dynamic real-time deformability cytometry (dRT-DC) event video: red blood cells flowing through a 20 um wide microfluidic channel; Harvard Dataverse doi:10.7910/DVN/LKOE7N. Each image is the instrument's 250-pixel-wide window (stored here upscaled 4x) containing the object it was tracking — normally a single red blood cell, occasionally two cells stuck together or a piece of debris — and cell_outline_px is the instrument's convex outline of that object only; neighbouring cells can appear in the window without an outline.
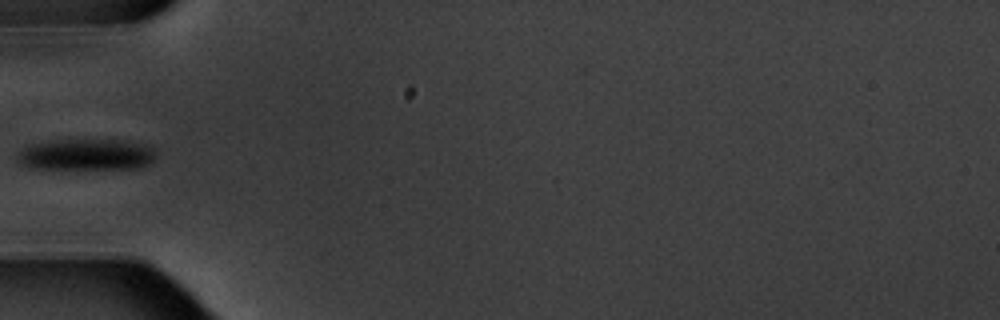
{"species": "common noctule bat (a hibernating species)", "species_latin": "Nyctalus noctula", "temperature_condition": "warm", "stored_images_in_passage": 5, "camera_frame_rate_fps": 3000, "um_per_image_px": 0.085, "animal": {"sex": "male", "body_mass_g": 20.1, "forearm_length_mm": 53.5}, "frame": {"image": 1, "passage_image": 5, "time_ms": 4.667, "image_size_px": [1000, 320], "cell_outline_px": [[156, 156], [148, 164], [140, 168], [28, 168], [16, 160], [16, 156], [28, 144], [56, 140], [120, 140], [152, 148]], "centroid_in_image_um": [7.26, 13.14], "position_along_channel_um": 77.7, "area_um2": 24.85}}